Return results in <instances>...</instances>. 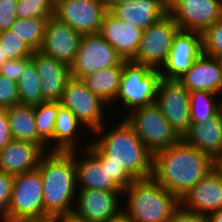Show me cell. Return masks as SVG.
<instances>
[{
    "instance_id": "obj_1",
    "label": "cell",
    "mask_w": 222,
    "mask_h": 222,
    "mask_svg": "<svg viewBox=\"0 0 222 222\" xmlns=\"http://www.w3.org/2000/svg\"><path fill=\"white\" fill-rule=\"evenodd\" d=\"M120 121L108 131L106 124L96 129L92 133L93 137L95 134L96 139H90L87 149L101 164L118 165L134 180L152 177L153 153L124 118Z\"/></svg>"
},
{
    "instance_id": "obj_2",
    "label": "cell",
    "mask_w": 222,
    "mask_h": 222,
    "mask_svg": "<svg viewBox=\"0 0 222 222\" xmlns=\"http://www.w3.org/2000/svg\"><path fill=\"white\" fill-rule=\"evenodd\" d=\"M214 170V159L183 139L153 154L152 178L181 199Z\"/></svg>"
},
{
    "instance_id": "obj_3",
    "label": "cell",
    "mask_w": 222,
    "mask_h": 222,
    "mask_svg": "<svg viewBox=\"0 0 222 222\" xmlns=\"http://www.w3.org/2000/svg\"><path fill=\"white\" fill-rule=\"evenodd\" d=\"M37 169L43 182L44 222L57 215L72 213L78 190L74 150L46 152Z\"/></svg>"
},
{
    "instance_id": "obj_4",
    "label": "cell",
    "mask_w": 222,
    "mask_h": 222,
    "mask_svg": "<svg viewBox=\"0 0 222 222\" xmlns=\"http://www.w3.org/2000/svg\"><path fill=\"white\" fill-rule=\"evenodd\" d=\"M126 207L122 211L133 222H169L180 199L152 177L134 180L122 191Z\"/></svg>"
},
{
    "instance_id": "obj_5",
    "label": "cell",
    "mask_w": 222,
    "mask_h": 222,
    "mask_svg": "<svg viewBox=\"0 0 222 222\" xmlns=\"http://www.w3.org/2000/svg\"><path fill=\"white\" fill-rule=\"evenodd\" d=\"M161 79L160 69H153L133 60H124L115 104L119 101L122 106L124 104L126 110H129L128 112H131L155 103Z\"/></svg>"
},
{
    "instance_id": "obj_6",
    "label": "cell",
    "mask_w": 222,
    "mask_h": 222,
    "mask_svg": "<svg viewBox=\"0 0 222 222\" xmlns=\"http://www.w3.org/2000/svg\"><path fill=\"white\" fill-rule=\"evenodd\" d=\"M42 186L38 169L14 176L7 221L44 222Z\"/></svg>"
},
{
    "instance_id": "obj_7",
    "label": "cell",
    "mask_w": 222,
    "mask_h": 222,
    "mask_svg": "<svg viewBox=\"0 0 222 222\" xmlns=\"http://www.w3.org/2000/svg\"><path fill=\"white\" fill-rule=\"evenodd\" d=\"M124 119L153 154L182 139L155 103L127 112Z\"/></svg>"
},
{
    "instance_id": "obj_8",
    "label": "cell",
    "mask_w": 222,
    "mask_h": 222,
    "mask_svg": "<svg viewBox=\"0 0 222 222\" xmlns=\"http://www.w3.org/2000/svg\"><path fill=\"white\" fill-rule=\"evenodd\" d=\"M60 103L81 122L86 128L85 133L86 130L92 133L107 124L105 108L108 105L95 95L82 79L71 77L68 80Z\"/></svg>"
},
{
    "instance_id": "obj_9",
    "label": "cell",
    "mask_w": 222,
    "mask_h": 222,
    "mask_svg": "<svg viewBox=\"0 0 222 222\" xmlns=\"http://www.w3.org/2000/svg\"><path fill=\"white\" fill-rule=\"evenodd\" d=\"M179 30L174 18L167 13L158 22L143 30L138 50L132 60L153 69H161Z\"/></svg>"
},
{
    "instance_id": "obj_10",
    "label": "cell",
    "mask_w": 222,
    "mask_h": 222,
    "mask_svg": "<svg viewBox=\"0 0 222 222\" xmlns=\"http://www.w3.org/2000/svg\"><path fill=\"white\" fill-rule=\"evenodd\" d=\"M123 58L100 34L84 35L70 66L71 76L83 79L85 76L114 66H123Z\"/></svg>"
},
{
    "instance_id": "obj_11",
    "label": "cell",
    "mask_w": 222,
    "mask_h": 222,
    "mask_svg": "<svg viewBox=\"0 0 222 222\" xmlns=\"http://www.w3.org/2000/svg\"><path fill=\"white\" fill-rule=\"evenodd\" d=\"M155 104L176 133L183 138L191 125L190 92L177 79L162 78Z\"/></svg>"
},
{
    "instance_id": "obj_12",
    "label": "cell",
    "mask_w": 222,
    "mask_h": 222,
    "mask_svg": "<svg viewBox=\"0 0 222 222\" xmlns=\"http://www.w3.org/2000/svg\"><path fill=\"white\" fill-rule=\"evenodd\" d=\"M107 9L103 0H56L54 17L82 36L99 34Z\"/></svg>"
},
{
    "instance_id": "obj_13",
    "label": "cell",
    "mask_w": 222,
    "mask_h": 222,
    "mask_svg": "<svg viewBox=\"0 0 222 222\" xmlns=\"http://www.w3.org/2000/svg\"><path fill=\"white\" fill-rule=\"evenodd\" d=\"M168 13L180 30L203 33L222 18V0H174Z\"/></svg>"
},
{
    "instance_id": "obj_14",
    "label": "cell",
    "mask_w": 222,
    "mask_h": 222,
    "mask_svg": "<svg viewBox=\"0 0 222 222\" xmlns=\"http://www.w3.org/2000/svg\"><path fill=\"white\" fill-rule=\"evenodd\" d=\"M122 197V191L78 189L73 213L88 222H107L125 207Z\"/></svg>"
},
{
    "instance_id": "obj_15",
    "label": "cell",
    "mask_w": 222,
    "mask_h": 222,
    "mask_svg": "<svg viewBox=\"0 0 222 222\" xmlns=\"http://www.w3.org/2000/svg\"><path fill=\"white\" fill-rule=\"evenodd\" d=\"M202 53V33L179 30L174 36L167 61L160 69L161 77L179 80Z\"/></svg>"
},
{
    "instance_id": "obj_16",
    "label": "cell",
    "mask_w": 222,
    "mask_h": 222,
    "mask_svg": "<svg viewBox=\"0 0 222 222\" xmlns=\"http://www.w3.org/2000/svg\"><path fill=\"white\" fill-rule=\"evenodd\" d=\"M81 38L82 35L67 23L52 16L46 22L39 51L70 67L77 54Z\"/></svg>"
},
{
    "instance_id": "obj_17",
    "label": "cell",
    "mask_w": 222,
    "mask_h": 222,
    "mask_svg": "<svg viewBox=\"0 0 222 222\" xmlns=\"http://www.w3.org/2000/svg\"><path fill=\"white\" fill-rule=\"evenodd\" d=\"M99 34L113 46L123 60H132L138 50L143 30L131 22L117 18L107 10Z\"/></svg>"
},
{
    "instance_id": "obj_18",
    "label": "cell",
    "mask_w": 222,
    "mask_h": 222,
    "mask_svg": "<svg viewBox=\"0 0 222 222\" xmlns=\"http://www.w3.org/2000/svg\"><path fill=\"white\" fill-rule=\"evenodd\" d=\"M30 58L41 80L43 98L46 101H60L65 86L72 77L70 67L39 50L32 51Z\"/></svg>"
},
{
    "instance_id": "obj_19",
    "label": "cell",
    "mask_w": 222,
    "mask_h": 222,
    "mask_svg": "<svg viewBox=\"0 0 222 222\" xmlns=\"http://www.w3.org/2000/svg\"><path fill=\"white\" fill-rule=\"evenodd\" d=\"M180 204L204 215L222 208V176L215 170L203 177L181 199Z\"/></svg>"
},
{
    "instance_id": "obj_20",
    "label": "cell",
    "mask_w": 222,
    "mask_h": 222,
    "mask_svg": "<svg viewBox=\"0 0 222 222\" xmlns=\"http://www.w3.org/2000/svg\"><path fill=\"white\" fill-rule=\"evenodd\" d=\"M85 142L83 148L78 149L85 158H77V150H74V166L76 170L77 189H96L102 191H122L111 179L107 171V165L101 162L87 149L90 142ZM86 146V147H85Z\"/></svg>"
},
{
    "instance_id": "obj_21",
    "label": "cell",
    "mask_w": 222,
    "mask_h": 222,
    "mask_svg": "<svg viewBox=\"0 0 222 222\" xmlns=\"http://www.w3.org/2000/svg\"><path fill=\"white\" fill-rule=\"evenodd\" d=\"M45 153L38 144L12 139L0 151V171L13 176L34 171Z\"/></svg>"
},
{
    "instance_id": "obj_22",
    "label": "cell",
    "mask_w": 222,
    "mask_h": 222,
    "mask_svg": "<svg viewBox=\"0 0 222 222\" xmlns=\"http://www.w3.org/2000/svg\"><path fill=\"white\" fill-rule=\"evenodd\" d=\"M189 92L208 91L222 96V70L217 58L202 53L179 79Z\"/></svg>"
},
{
    "instance_id": "obj_23",
    "label": "cell",
    "mask_w": 222,
    "mask_h": 222,
    "mask_svg": "<svg viewBox=\"0 0 222 222\" xmlns=\"http://www.w3.org/2000/svg\"><path fill=\"white\" fill-rule=\"evenodd\" d=\"M109 11L117 18L146 30L168 13V7L162 0H128L117 4Z\"/></svg>"
},
{
    "instance_id": "obj_24",
    "label": "cell",
    "mask_w": 222,
    "mask_h": 222,
    "mask_svg": "<svg viewBox=\"0 0 222 222\" xmlns=\"http://www.w3.org/2000/svg\"><path fill=\"white\" fill-rule=\"evenodd\" d=\"M182 139L215 159L222 151V109L203 123H191Z\"/></svg>"
},
{
    "instance_id": "obj_25",
    "label": "cell",
    "mask_w": 222,
    "mask_h": 222,
    "mask_svg": "<svg viewBox=\"0 0 222 222\" xmlns=\"http://www.w3.org/2000/svg\"><path fill=\"white\" fill-rule=\"evenodd\" d=\"M81 127L85 128L75 115L58 101V113L53 132L54 145L49 146V151L69 152L77 150V145L80 142L78 140H81L79 134L82 133L81 131L84 133Z\"/></svg>"
},
{
    "instance_id": "obj_26",
    "label": "cell",
    "mask_w": 222,
    "mask_h": 222,
    "mask_svg": "<svg viewBox=\"0 0 222 222\" xmlns=\"http://www.w3.org/2000/svg\"><path fill=\"white\" fill-rule=\"evenodd\" d=\"M13 140L38 144L35 106L18 104L6 108Z\"/></svg>"
},
{
    "instance_id": "obj_27",
    "label": "cell",
    "mask_w": 222,
    "mask_h": 222,
    "mask_svg": "<svg viewBox=\"0 0 222 222\" xmlns=\"http://www.w3.org/2000/svg\"><path fill=\"white\" fill-rule=\"evenodd\" d=\"M123 66L102 69L97 73L85 76L82 80L87 87L104 103L113 105L119 90Z\"/></svg>"
},
{
    "instance_id": "obj_28",
    "label": "cell",
    "mask_w": 222,
    "mask_h": 222,
    "mask_svg": "<svg viewBox=\"0 0 222 222\" xmlns=\"http://www.w3.org/2000/svg\"><path fill=\"white\" fill-rule=\"evenodd\" d=\"M17 88L20 104L37 106L46 101L42 95L41 80L32 60L25 65Z\"/></svg>"
},
{
    "instance_id": "obj_29",
    "label": "cell",
    "mask_w": 222,
    "mask_h": 222,
    "mask_svg": "<svg viewBox=\"0 0 222 222\" xmlns=\"http://www.w3.org/2000/svg\"><path fill=\"white\" fill-rule=\"evenodd\" d=\"M57 113L58 101H45L35 106L38 145L45 152L49 151V145L53 143V132Z\"/></svg>"
},
{
    "instance_id": "obj_30",
    "label": "cell",
    "mask_w": 222,
    "mask_h": 222,
    "mask_svg": "<svg viewBox=\"0 0 222 222\" xmlns=\"http://www.w3.org/2000/svg\"><path fill=\"white\" fill-rule=\"evenodd\" d=\"M221 98L219 94L208 91L190 92L191 123H203L215 116L222 109Z\"/></svg>"
},
{
    "instance_id": "obj_31",
    "label": "cell",
    "mask_w": 222,
    "mask_h": 222,
    "mask_svg": "<svg viewBox=\"0 0 222 222\" xmlns=\"http://www.w3.org/2000/svg\"><path fill=\"white\" fill-rule=\"evenodd\" d=\"M47 18H17L11 30L23 40L32 51L39 50L45 34Z\"/></svg>"
},
{
    "instance_id": "obj_32",
    "label": "cell",
    "mask_w": 222,
    "mask_h": 222,
    "mask_svg": "<svg viewBox=\"0 0 222 222\" xmlns=\"http://www.w3.org/2000/svg\"><path fill=\"white\" fill-rule=\"evenodd\" d=\"M53 0H17V18H51L54 16Z\"/></svg>"
},
{
    "instance_id": "obj_33",
    "label": "cell",
    "mask_w": 222,
    "mask_h": 222,
    "mask_svg": "<svg viewBox=\"0 0 222 222\" xmlns=\"http://www.w3.org/2000/svg\"><path fill=\"white\" fill-rule=\"evenodd\" d=\"M0 47L7 59L31 57L32 50L11 29L0 32Z\"/></svg>"
},
{
    "instance_id": "obj_34",
    "label": "cell",
    "mask_w": 222,
    "mask_h": 222,
    "mask_svg": "<svg viewBox=\"0 0 222 222\" xmlns=\"http://www.w3.org/2000/svg\"><path fill=\"white\" fill-rule=\"evenodd\" d=\"M203 53L218 58L222 56V18L202 33Z\"/></svg>"
},
{
    "instance_id": "obj_35",
    "label": "cell",
    "mask_w": 222,
    "mask_h": 222,
    "mask_svg": "<svg viewBox=\"0 0 222 222\" xmlns=\"http://www.w3.org/2000/svg\"><path fill=\"white\" fill-rule=\"evenodd\" d=\"M20 104L17 83L0 74V109Z\"/></svg>"
},
{
    "instance_id": "obj_36",
    "label": "cell",
    "mask_w": 222,
    "mask_h": 222,
    "mask_svg": "<svg viewBox=\"0 0 222 222\" xmlns=\"http://www.w3.org/2000/svg\"><path fill=\"white\" fill-rule=\"evenodd\" d=\"M14 176L0 171V219L7 221V210L9 207Z\"/></svg>"
},
{
    "instance_id": "obj_37",
    "label": "cell",
    "mask_w": 222,
    "mask_h": 222,
    "mask_svg": "<svg viewBox=\"0 0 222 222\" xmlns=\"http://www.w3.org/2000/svg\"><path fill=\"white\" fill-rule=\"evenodd\" d=\"M17 0H0V32L11 29L17 19Z\"/></svg>"
},
{
    "instance_id": "obj_38",
    "label": "cell",
    "mask_w": 222,
    "mask_h": 222,
    "mask_svg": "<svg viewBox=\"0 0 222 222\" xmlns=\"http://www.w3.org/2000/svg\"><path fill=\"white\" fill-rule=\"evenodd\" d=\"M31 60L30 57H25L16 60H6L0 68V74L6 78L15 81L16 83L23 74L25 65Z\"/></svg>"
},
{
    "instance_id": "obj_39",
    "label": "cell",
    "mask_w": 222,
    "mask_h": 222,
    "mask_svg": "<svg viewBox=\"0 0 222 222\" xmlns=\"http://www.w3.org/2000/svg\"><path fill=\"white\" fill-rule=\"evenodd\" d=\"M102 165H107L109 179H111L122 191L134 181L122 167L115 164Z\"/></svg>"
},
{
    "instance_id": "obj_40",
    "label": "cell",
    "mask_w": 222,
    "mask_h": 222,
    "mask_svg": "<svg viewBox=\"0 0 222 222\" xmlns=\"http://www.w3.org/2000/svg\"><path fill=\"white\" fill-rule=\"evenodd\" d=\"M169 222H208V218L207 215L188 210L180 204Z\"/></svg>"
},
{
    "instance_id": "obj_41",
    "label": "cell",
    "mask_w": 222,
    "mask_h": 222,
    "mask_svg": "<svg viewBox=\"0 0 222 222\" xmlns=\"http://www.w3.org/2000/svg\"><path fill=\"white\" fill-rule=\"evenodd\" d=\"M12 140L6 109H0V151Z\"/></svg>"
},
{
    "instance_id": "obj_42",
    "label": "cell",
    "mask_w": 222,
    "mask_h": 222,
    "mask_svg": "<svg viewBox=\"0 0 222 222\" xmlns=\"http://www.w3.org/2000/svg\"><path fill=\"white\" fill-rule=\"evenodd\" d=\"M49 222H88L87 220H84L83 218L78 217L73 212L67 213L63 215H57L55 217H52Z\"/></svg>"
},
{
    "instance_id": "obj_43",
    "label": "cell",
    "mask_w": 222,
    "mask_h": 222,
    "mask_svg": "<svg viewBox=\"0 0 222 222\" xmlns=\"http://www.w3.org/2000/svg\"><path fill=\"white\" fill-rule=\"evenodd\" d=\"M208 222H222V208L207 215Z\"/></svg>"
},
{
    "instance_id": "obj_44",
    "label": "cell",
    "mask_w": 222,
    "mask_h": 222,
    "mask_svg": "<svg viewBox=\"0 0 222 222\" xmlns=\"http://www.w3.org/2000/svg\"><path fill=\"white\" fill-rule=\"evenodd\" d=\"M107 222H133L123 211L117 216L109 219Z\"/></svg>"
},
{
    "instance_id": "obj_45",
    "label": "cell",
    "mask_w": 222,
    "mask_h": 222,
    "mask_svg": "<svg viewBox=\"0 0 222 222\" xmlns=\"http://www.w3.org/2000/svg\"><path fill=\"white\" fill-rule=\"evenodd\" d=\"M214 170L217 171L222 176V151L214 159Z\"/></svg>"
},
{
    "instance_id": "obj_46",
    "label": "cell",
    "mask_w": 222,
    "mask_h": 222,
    "mask_svg": "<svg viewBox=\"0 0 222 222\" xmlns=\"http://www.w3.org/2000/svg\"><path fill=\"white\" fill-rule=\"evenodd\" d=\"M103 1H104V6L106 7V9L110 10L112 7L116 6L117 4H120L128 0H103Z\"/></svg>"
},
{
    "instance_id": "obj_47",
    "label": "cell",
    "mask_w": 222,
    "mask_h": 222,
    "mask_svg": "<svg viewBox=\"0 0 222 222\" xmlns=\"http://www.w3.org/2000/svg\"><path fill=\"white\" fill-rule=\"evenodd\" d=\"M8 60L6 55L3 53L2 48L0 47V68L2 67L3 63Z\"/></svg>"
},
{
    "instance_id": "obj_48",
    "label": "cell",
    "mask_w": 222,
    "mask_h": 222,
    "mask_svg": "<svg viewBox=\"0 0 222 222\" xmlns=\"http://www.w3.org/2000/svg\"><path fill=\"white\" fill-rule=\"evenodd\" d=\"M162 1L168 7L174 0H162Z\"/></svg>"
},
{
    "instance_id": "obj_49",
    "label": "cell",
    "mask_w": 222,
    "mask_h": 222,
    "mask_svg": "<svg viewBox=\"0 0 222 222\" xmlns=\"http://www.w3.org/2000/svg\"><path fill=\"white\" fill-rule=\"evenodd\" d=\"M217 60L219 61L220 67H221V70H222V56H221V57H218Z\"/></svg>"
}]
</instances>
